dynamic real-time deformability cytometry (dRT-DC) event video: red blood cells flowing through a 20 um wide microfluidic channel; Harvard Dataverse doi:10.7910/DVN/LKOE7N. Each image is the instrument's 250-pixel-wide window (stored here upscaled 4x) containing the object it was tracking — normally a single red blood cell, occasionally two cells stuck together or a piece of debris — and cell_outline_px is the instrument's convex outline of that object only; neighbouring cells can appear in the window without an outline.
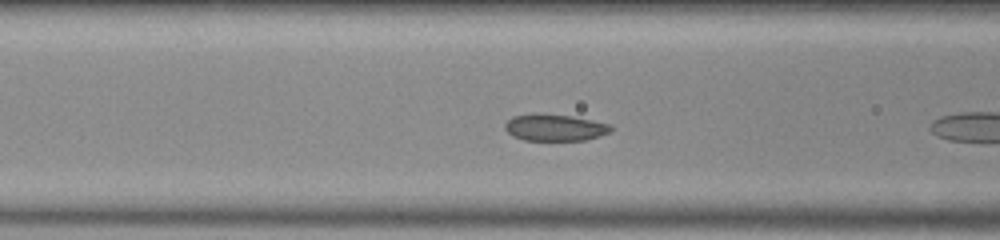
{"species": "common noctule bat (a hibernating species)", "species_latin": "Nyctalus noctula", "temperature_condition": "room temperature", "stored_images_in_passage": 8, "camera_frame_rate_fps": 3000, "um_per_image_px": 0.085, "animal": {"sex": "male", "body_mass_g": 20.0, "forearm_length_mm": 53.3}, "frame": {"image": 1, "passage_image": 7, "time_ms": 2.0, "image_size_px": [1000, 240], "cell_outline_px": [[612, 132], [600, 136], [584, 140], [524, 140], [512, 136], [504, 128], [504, 124], [512, 116], [536, 112], [568, 116], [612, 124]], "centroid_in_image_um": [47.14, 10.83], "position_along_channel_um": 119.5, "area_um2": 16.65}}